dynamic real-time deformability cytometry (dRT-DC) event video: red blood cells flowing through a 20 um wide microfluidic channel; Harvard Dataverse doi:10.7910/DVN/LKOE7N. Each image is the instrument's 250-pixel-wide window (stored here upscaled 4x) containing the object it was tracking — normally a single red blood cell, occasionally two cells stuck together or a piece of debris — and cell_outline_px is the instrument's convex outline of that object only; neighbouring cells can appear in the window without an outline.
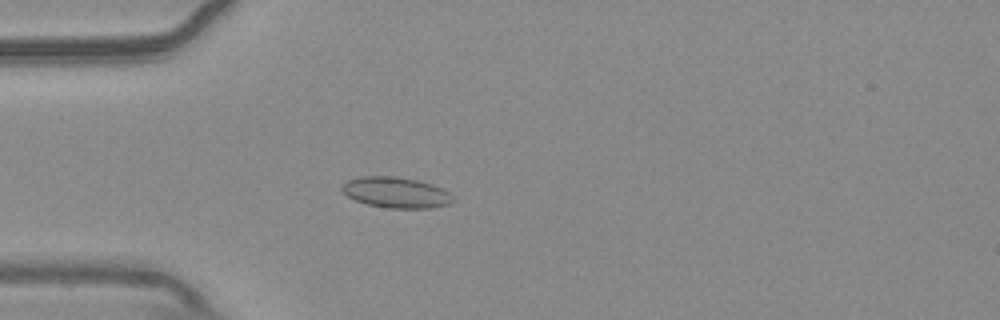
{"species": "common noctule bat (a hibernating species)", "species_latin": "Nyctalus noctula", "temperature_condition": "warm", "stored_images_in_passage": 55, "camera_frame_rate_fps": 3000, "um_per_image_px": 0.085, "animal": {"sex": "male", "body_mass_g": 20.4}, "frame": {"image": 1, "passage_image": 16, "time_ms": 5.0, "image_size_px": [1000, 320], "cell_outline_px": [[452, 200], [448, 204], [428, 208], [388, 208], [368, 204], [356, 200], [348, 196], [340, 188], [348, 180], [360, 176], [396, 176], [416, 180], [432, 184], [448, 192], [452, 196]], "centroid_in_image_um": [33.63, 16.35], "position_along_channel_um": 51.4, "area_um2": 19.59}}
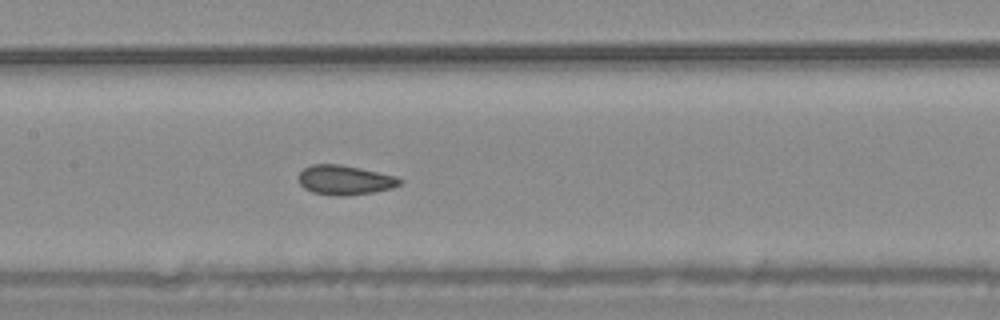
{"frame": {"image": 2, "passage_image": 27, "time_ms": 8.667, "image_size_px": [1000, 320], "cell_outline_px": [[404, 180], [400, 184], [392, 188], [372, 192], [348, 196], [332, 196], [312, 192], [304, 188], [300, 184], [300, 172], [304, 168], [312, 164], [340, 164], [360, 168], [396, 176]], "centroid_in_image_um": [29.32, 15.31], "position_along_channel_um": 178.1, "area_um2": 17.46}}
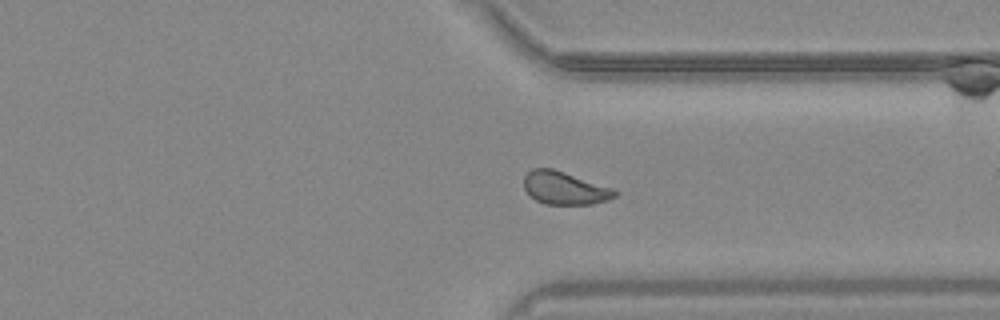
{"frame": {"image": 3, "passage_image": 42, "time_ms": 13.667, "image_size_px": [1000, 320], "cell_outline_px": [[620, 192], [616, 196], [608, 200], [592, 204], [544, 204], [536, 200], [524, 188], [524, 176], [532, 168], [552, 168], [616, 188]], "centroid_in_image_um": [48.06, 15.98], "position_along_channel_um": 363.3, "area_um2": 17.63}, "authors_computed_cell_mechanics": {"area_um2": 18.1492, "velocity_mm_per_s": 3.7017, "shape_relaxation_time_tau1_ms": null, "shape_relaxation_time_tau2_ms": 1.0058, "deformation_change_tau1": null, "deformation_change_tau2": 0.0588}}